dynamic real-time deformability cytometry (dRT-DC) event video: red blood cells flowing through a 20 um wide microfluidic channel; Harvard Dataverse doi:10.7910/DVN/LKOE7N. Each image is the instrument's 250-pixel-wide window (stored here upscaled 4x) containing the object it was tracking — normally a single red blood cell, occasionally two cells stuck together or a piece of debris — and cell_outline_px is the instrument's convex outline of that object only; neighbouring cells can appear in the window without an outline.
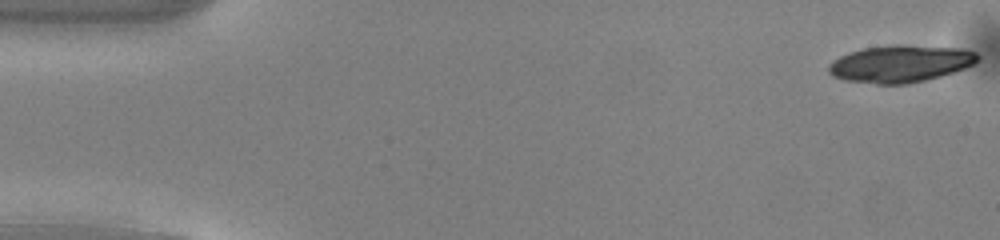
{"species": "common noctule bat (a hibernating species)", "species_latin": "Nyctalus noctula", "temperature_condition": "warm", "stored_images_in_passage": 46, "camera_frame_rate_fps": 3000, "um_per_image_px": 0.085, "animal": {"sex": "male", "body_mass_g": 13.0, "forearm_length_mm": 53.1}, "frame": {"image": 1, "passage_image": 1, "time_ms": 0.0, "image_size_px": [1000, 240], "cell_outline_px": [[980, 56], [972, 64], [964, 68], [940, 76], [908, 84], [876, 84], [844, 80], [832, 76], [828, 72], [828, 64], [832, 60], [848, 52], [864, 48], [892, 44], [908, 44], [960, 48], [976, 52]], "centroid_in_image_um": [76.49, 5.4], "position_along_channel_um": 8.5, "area_um2": 32.48}}
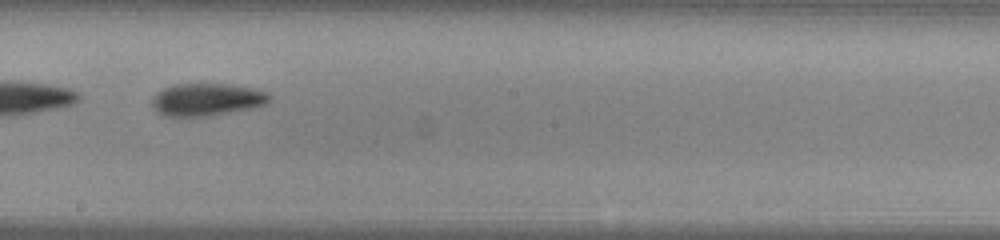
{"frame": {"image": 2, "passage_image": 28, "time_ms": 9.0, "image_size_px": [1000, 240], "cell_outline_px": [[272, 100], [264, 104], [252, 108], [212, 116], [164, 116], [156, 112], [152, 108], [152, 96], [156, 92], [172, 84], [228, 84], [252, 88], [268, 92], [272, 96]], "centroid_in_image_um": [17.56, 8.46], "position_along_channel_um": 230.6, "area_um2": 22.54}}
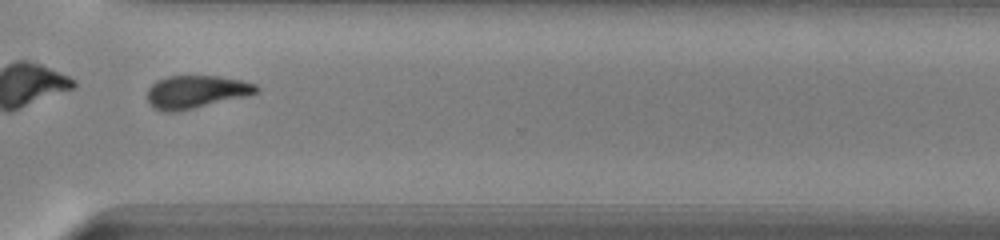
{"frame": {"image": 3, "passage_image": 37, "time_ms": 12.0, "image_size_px": [1000, 240], "cell_outline_px": [[260, 92], [248, 96], [192, 108], [172, 112], [164, 112], [156, 108], [148, 100], [148, 88], [156, 80], [168, 76], [216, 76], [240, 80], [256, 84], [260, 88]], "centroid_in_image_um": [16.7, 7.79], "position_along_channel_um": 353.9, "area_um2": 20.69}, "authors_computed_cell_mechanics": {"area_um2": 22.4842, "velocity_mm_per_s": 4.0989, "shape_relaxation_time_tau1_ms": 1.8683, "shape_relaxation_time_tau2_ms": 7.4594, "deformation_change_tau1": 0.1339, "deformation_change_tau2": 0.1572}}